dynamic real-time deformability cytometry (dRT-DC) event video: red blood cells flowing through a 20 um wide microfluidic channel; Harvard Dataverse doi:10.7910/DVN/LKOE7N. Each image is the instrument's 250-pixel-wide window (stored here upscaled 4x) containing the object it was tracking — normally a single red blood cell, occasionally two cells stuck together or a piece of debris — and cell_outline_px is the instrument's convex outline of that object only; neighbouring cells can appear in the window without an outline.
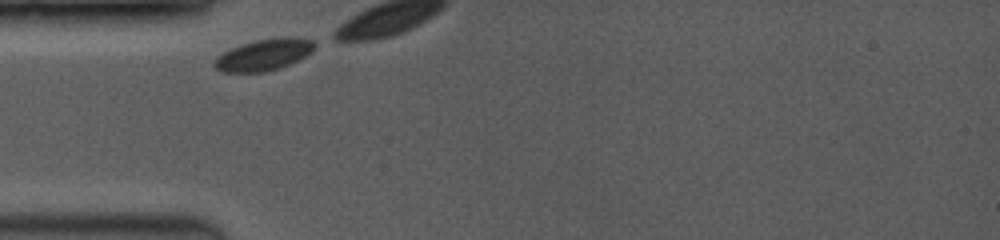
{"species": "common noctule bat (a hibernating species)", "species_latin": "Nyctalus noctula", "temperature_condition": "room temperature", "stored_images_in_passage": 8, "camera_frame_rate_fps": 3500, "um_per_image_px": 0.085, "animal": {"sex": "female", "body_mass_g": 19.0, "forearm_length_mm": 53.3}, "frame": {"image": 1, "passage_image": 1, "time_ms": 0.0, "image_size_px": [1000, 240], "cell_outline_px": [[316, 44], [312, 52], [280, 68], [264, 72], [220, 72], [212, 64], [216, 56], [232, 48], [256, 40], [280, 36], [300, 36], [312, 40]], "centroid_in_image_um": [22.44, 4.64], "position_along_channel_um": 62.6, "area_um2": 18.5}}